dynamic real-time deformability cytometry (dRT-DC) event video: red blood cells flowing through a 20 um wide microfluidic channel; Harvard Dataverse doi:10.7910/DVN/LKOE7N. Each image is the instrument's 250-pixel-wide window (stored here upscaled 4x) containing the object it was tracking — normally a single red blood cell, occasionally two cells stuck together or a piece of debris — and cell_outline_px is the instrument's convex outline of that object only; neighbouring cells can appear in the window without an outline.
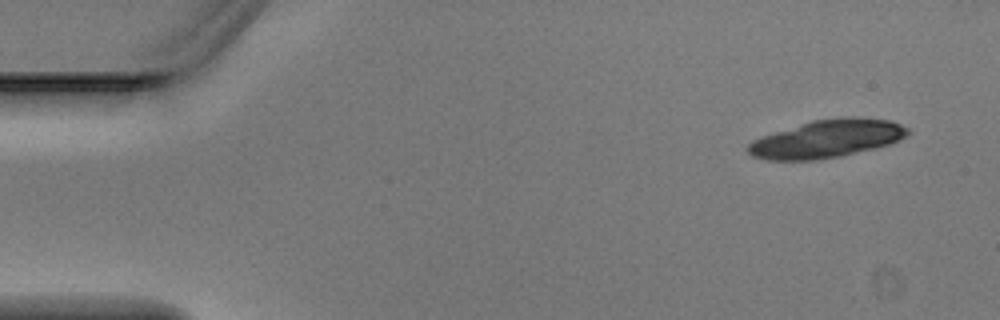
{"species": "Egyptian fruit bat (a non-hibernating species)", "species_latin": "Rousettus aegyptiacus", "temperature_condition": "warm", "stored_images_in_passage": 5, "camera_frame_rate_fps": 3000, "um_per_image_px": 0.085, "animal": {"sex": "male"}, "frame": {"image": 1, "passage_image": 1, "time_ms": 0.0, "image_size_px": [1000, 320], "cell_outline_px": [[912, 132], [908, 136], [900, 140], [888, 144], [840, 156], [816, 160], [764, 160], [752, 156], [744, 148], [752, 140], [812, 120], [840, 116], [860, 116], [888, 120], [900, 124], [908, 128]], "centroid_in_image_um": [70.3, 11.78], "position_along_channel_um": 14.7, "area_um2": 35.37}}